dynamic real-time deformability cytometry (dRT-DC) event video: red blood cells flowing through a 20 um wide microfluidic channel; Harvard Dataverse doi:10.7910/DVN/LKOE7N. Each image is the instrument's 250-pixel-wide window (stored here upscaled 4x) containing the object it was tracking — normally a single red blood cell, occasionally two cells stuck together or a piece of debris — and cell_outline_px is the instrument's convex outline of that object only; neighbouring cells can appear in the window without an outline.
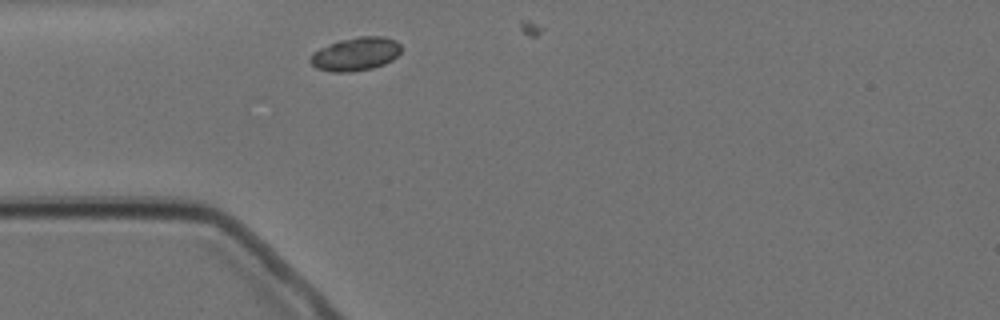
{"species": "Egyptian fruit bat (a non-hibernating species)", "species_latin": "Rousettus aegyptiacus", "temperature_condition": "cold", "stored_images_in_passage": 2, "camera_frame_rate_fps": 3000, "um_per_image_px": 0.085, "animal": {"sex": "female"}, "frame": {"image": 1, "passage_image": 1, "time_ms": 0.0, "image_size_px": [1000, 320], "cell_outline_px": [[400, 52], [392, 60], [384, 64], [372, 68], [348, 72], [332, 72], [316, 68], [308, 60], [312, 52], [320, 48], [340, 40], [360, 36], [384, 36], [396, 40], [400, 44]], "centroid_in_image_um": [30.21, 4.59], "position_along_channel_um": 54.8, "area_um2": 17.69}}